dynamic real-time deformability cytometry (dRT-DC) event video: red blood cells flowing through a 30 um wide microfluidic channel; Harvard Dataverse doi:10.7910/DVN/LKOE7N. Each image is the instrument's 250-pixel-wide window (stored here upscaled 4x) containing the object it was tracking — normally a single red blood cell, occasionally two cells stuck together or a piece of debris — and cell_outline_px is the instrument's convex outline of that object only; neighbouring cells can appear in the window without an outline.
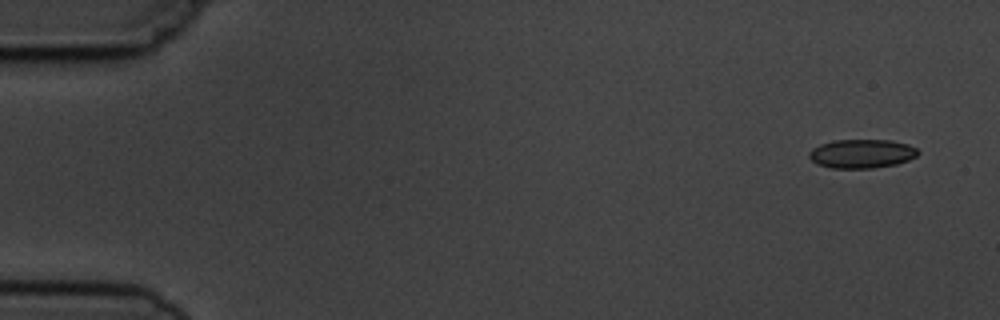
{"species": "common noctule bat (a hibernating species)", "species_latin": "Nyctalus noctula", "temperature_condition": "cold", "stored_images_in_passage": 4, "camera_frame_rate_fps": 3000, "um_per_image_px": 0.085, "animal": {"sex": "male", "body_mass_g": 19.5, "forearm_length_mm": 54.6}, "frame": {"image": 1, "passage_image": 1, "time_ms": 0.0, "image_size_px": [1000, 320], "cell_outline_px": [[920, 152], [916, 156], [908, 160], [896, 164], [872, 168], [832, 168], [816, 164], [808, 156], [808, 152], [812, 148], [820, 144], [832, 140], [892, 140], [908, 144], [916, 148]], "centroid_in_image_um": [73.23, 13.06], "position_along_channel_um": 11.8, "area_um2": 18.44}}
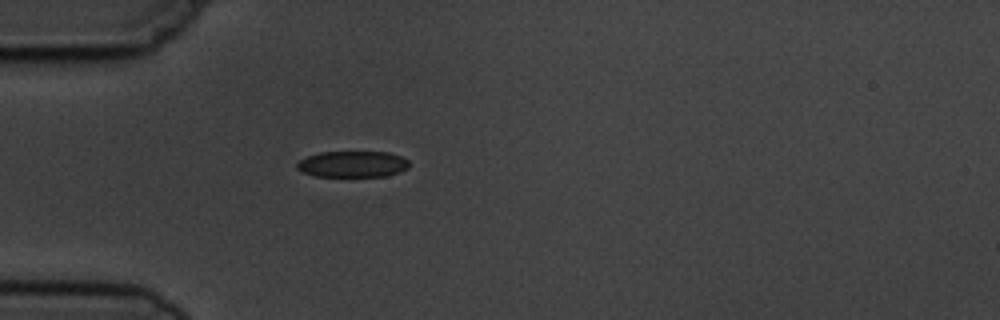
{"frame": {"image": 2, "passage_image": 4, "time_ms": 4.333, "image_size_px": [1000, 320], "cell_outline_px": [[408, 168], [388, 176], [312, 176], [296, 168], [296, 164], [300, 160], [308, 156], [320, 152], [388, 152], [400, 156], [408, 160]], "centroid_in_image_um": [29.96, 13.95], "position_along_channel_um": 55.0, "area_um2": 17.05}}